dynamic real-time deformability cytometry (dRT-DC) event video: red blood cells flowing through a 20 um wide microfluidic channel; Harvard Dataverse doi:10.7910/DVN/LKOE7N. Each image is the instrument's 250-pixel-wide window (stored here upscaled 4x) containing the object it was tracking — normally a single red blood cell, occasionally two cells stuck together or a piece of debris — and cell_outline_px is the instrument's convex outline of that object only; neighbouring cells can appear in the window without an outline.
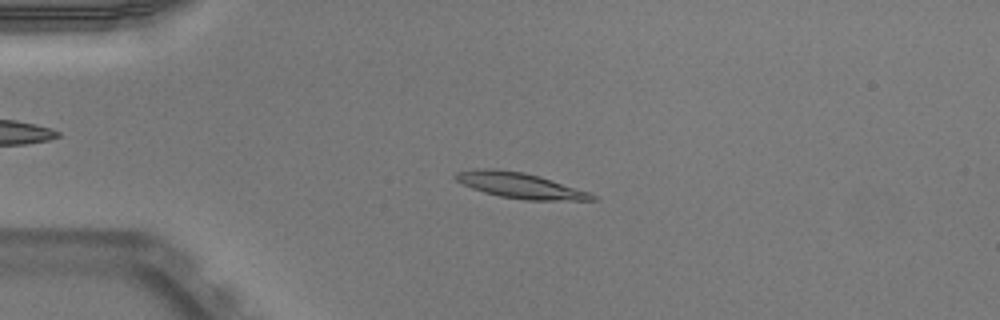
{"species": "Egyptian fruit bat (a non-hibernating species)", "species_latin": "Rousettus aegyptiacus", "temperature_condition": "warm", "stored_images_in_passage": 51, "camera_frame_rate_fps": 3000, "um_per_image_px": 0.085, "animal": {"sex": "male"}, "frame": {"image": 1, "passage_image": 12, "time_ms": 3.667, "image_size_px": [1000, 320], "cell_outline_px": [[600, 200], [524, 200], [500, 196], [484, 192], [472, 188], [456, 180], [452, 176], [456, 172], [476, 168], [496, 168], [524, 172], [540, 176], [588, 192], [596, 196]], "centroid_in_image_um": [44.17, 15.75], "position_along_channel_um": 40.8, "area_um2": 20.35}}
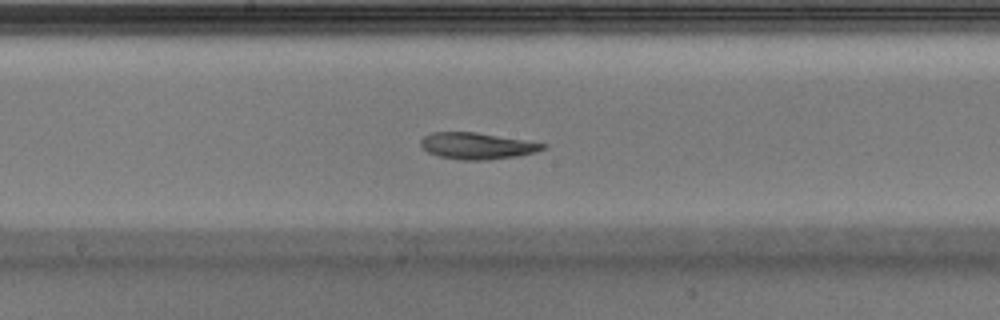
{"frame": {"image": 2, "passage_image": 27, "time_ms": 8.667, "image_size_px": [1000, 320], "cell_outline_px": [[548, 148], [536, 152], [516, 156], [488, 160], [460, 160], [440, 156], [428, 152], [420, 144], [420, 140], [424, 136], [432, 132], [476, 132], [548, 144]], "centroid_in_image_um": [40.57, 12.4], "position_along_channel_um": 207.6, "area_um2": 18.84}}
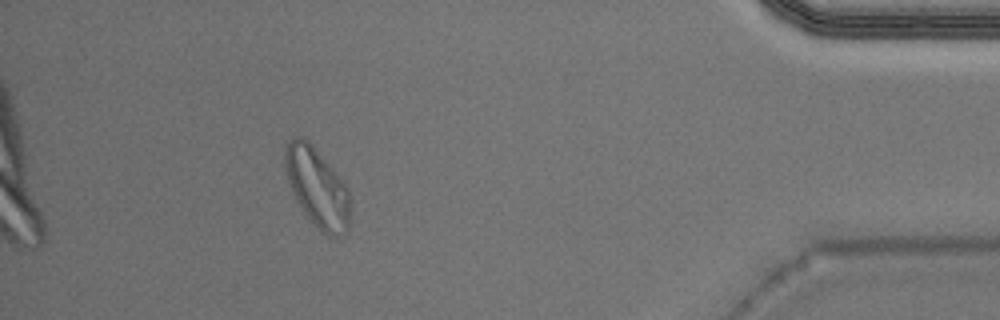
{"frame": {"image": 3, "passage_image": 46, "time_ms": 15.0, "image_size_px": [1000, 320], "cell_outline_px": [[348, 228], [340, 236], [328, 236], [304, 212], [292, 192], [288, 180], [284, 164], [284, 152], [288, 140], [296, 136], [300, 136], [308, 140], [328, 164], [344, 184], [348, 192]], "centroid_in_image_um": [26.91, 15.88], "position_along_channel_um": 408.3, "area_um2": 28.96}, "authors_computed_cell_mechanics": {"area_um2": 19.8254, "velocity_mm_per_s": 3.9476, "shape_relaxation_time_tau1_ms": null, "shape_relaxation_time_tau2_ms": 9.1957, "deformation_change_tau1": null, "deformation_change_tau2": 0.1451}}